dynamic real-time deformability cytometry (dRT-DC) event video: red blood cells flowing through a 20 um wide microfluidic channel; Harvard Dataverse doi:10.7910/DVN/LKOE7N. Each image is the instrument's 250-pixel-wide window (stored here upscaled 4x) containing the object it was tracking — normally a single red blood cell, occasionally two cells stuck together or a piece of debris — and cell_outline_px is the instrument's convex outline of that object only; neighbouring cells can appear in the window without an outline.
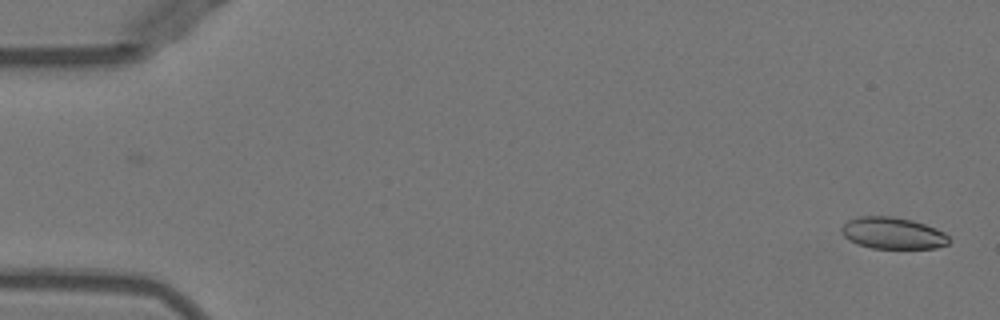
{"species": "Egyptian fruit bat (a non-hibernating species)", "species_latin": "Rousettus aegyptiacus", "temperature_condition": "warm", "stored_images_in_passage": 8, "camera_frame_rate_fps": 3000, "um_per_image_px": 0.085, "animal": {"sex": "female"}, "frame": {"image": 1, "passage_image": 1, "time_ms": 0.0, "image_size_px": [1000, 320], "cell_outline_px": [[952, 240], [948, 244], [936, 248], [872, 248], [856, 244], [848, 240], [840, 232], [840, 228], [848, 220], [860, 216], [888, 216], [912, 220], [936, 228], [944, 232]], "centroid_in_image_um": [75.88, 19.82], "position_along_channel_um": 9.1, "area_um2": 19.94}}